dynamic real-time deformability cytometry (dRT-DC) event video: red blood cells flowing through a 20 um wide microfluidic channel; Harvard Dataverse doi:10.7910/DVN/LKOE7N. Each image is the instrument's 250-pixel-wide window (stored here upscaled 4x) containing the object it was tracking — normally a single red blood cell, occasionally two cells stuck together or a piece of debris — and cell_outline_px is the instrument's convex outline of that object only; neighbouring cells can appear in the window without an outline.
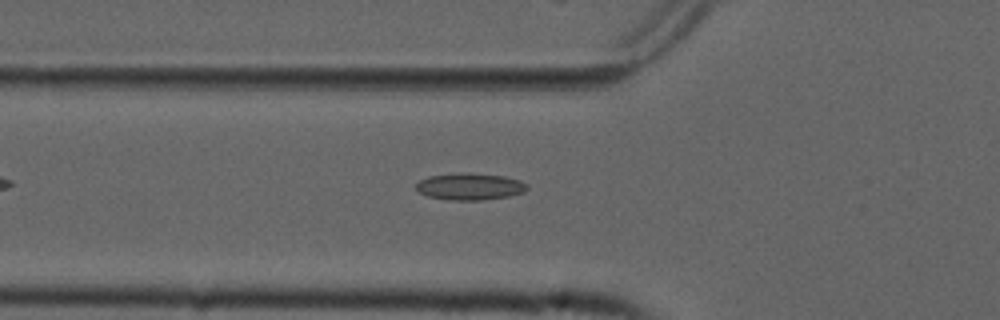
{"species": "common noctule bat (a hibernating species)", "species_latin": "Nyctalus noctula", "temperature_condition": "cold", "stored_images_in_passage": 37, "camera_frame_rate_fps": 3000, "um_per_image_px": 0.085, "animal": {"sex": "male", "forearm_length_mm": 52.5}, "frame": {"image": 1, "passage_image": 5, "time_ms": 1.333, "image_size_px": [1000, 320], "cell_outline_px": [[528, 188], [524, 192], [508, 196], [484, 200], [448, 200], [428, 196], [420, 192], [416, 188], [416, 184], [420, 180], [428, 176], [460, 172], [468, 172], [504, 176], [520, 180], [528, 184]], "centroid_in_image_um": [39.95, 15.84], "position_along_channel_um": 85.8, "area_um2": 17.51}}
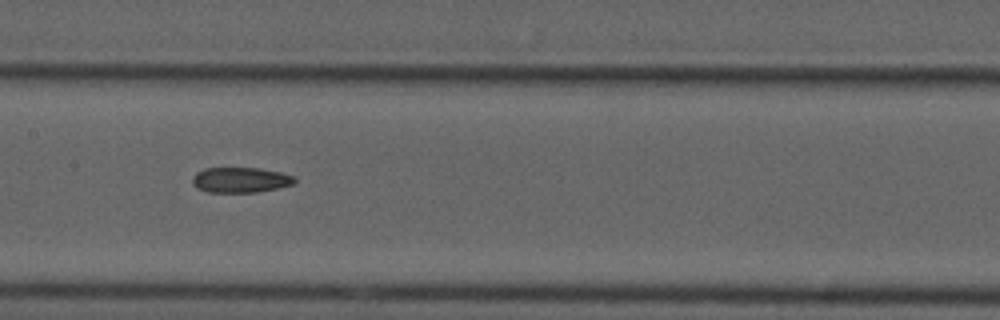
{"frame": {"image": 2, "passage_image": 13, "time_ms": 4.0, "image_size_px": [1000, 320], "cell_outline_px": [[296, 180], [292, 184], [280, 188], [256, 192], [208, 192], [196, 188], [192, 184], [192, 176], [196, 172], [204, 168], [260, 168], [280, 172], [296, 176]], "centroid_in_image_um": [20.43, 15.29], "position_along_channel_um": 187.0, "area_um2": 15.26}}
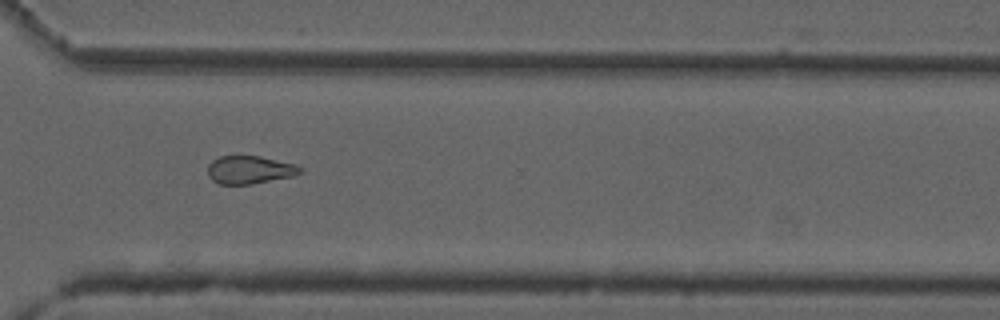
{"frame": {"image": 3, "passage_image": 26, "time_ms": 8.333, "image_size_px": [1000, 320], "cell_outline_px": [[304, 172], [292, 176], [248, 184], [220, 184], [212, 180], [208, 176], [208, 164], [212, 160], [220, 156], [260, 156], [296, 164], [304, 168]], "centroid_in_image_um": [21.24, 14.42], "position_along_channel_um": 349.4, "area_um2": 15.09}}